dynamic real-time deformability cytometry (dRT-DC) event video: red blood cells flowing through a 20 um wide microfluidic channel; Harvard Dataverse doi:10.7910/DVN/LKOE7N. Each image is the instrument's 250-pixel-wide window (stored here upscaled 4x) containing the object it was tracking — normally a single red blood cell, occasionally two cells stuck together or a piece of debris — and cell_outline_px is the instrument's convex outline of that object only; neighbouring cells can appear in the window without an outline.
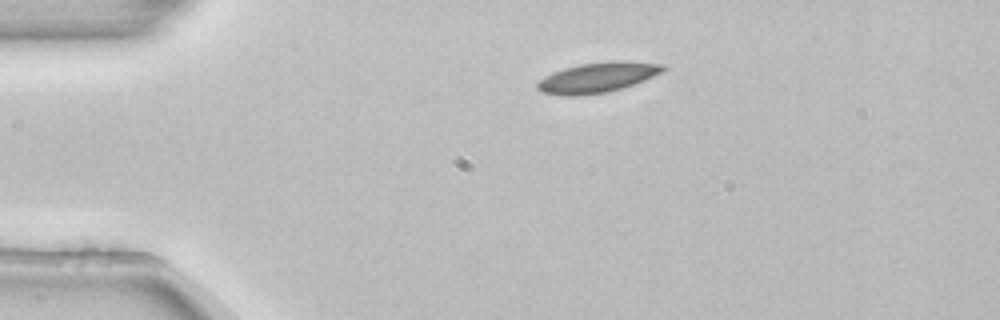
{"species": "common noctule bat (a hibernating species)", "species_latin": "Nyctalus noctula", "temperature_condition": "room temperature", "stored_images_in_passage": 2, "camera_frame_rate_fps": 3000, "um_per_image_px": 0.085, "animal": {"sex": "female", "body_mass_g": 22.7, "forearm_length_mm": 54.2}, "frame": {"image": 1, "passage_image": 1, "time_ms": 0.0, "image_size_px": [1000, 320], "cell_outline_px": [[668, 68], [644, 80], [608, 92], [580, 96], [564, 96], [540, 92], [536, 88], [536, 84], [544, 76], [552, 72], [564, 68], [580, 64], [608, 60], [624, 60], [664, 64]], "centroid_in_image_um": [50.75, 6.57], "position_along_channel_um": 34.2, "area_um2": 22.31}}